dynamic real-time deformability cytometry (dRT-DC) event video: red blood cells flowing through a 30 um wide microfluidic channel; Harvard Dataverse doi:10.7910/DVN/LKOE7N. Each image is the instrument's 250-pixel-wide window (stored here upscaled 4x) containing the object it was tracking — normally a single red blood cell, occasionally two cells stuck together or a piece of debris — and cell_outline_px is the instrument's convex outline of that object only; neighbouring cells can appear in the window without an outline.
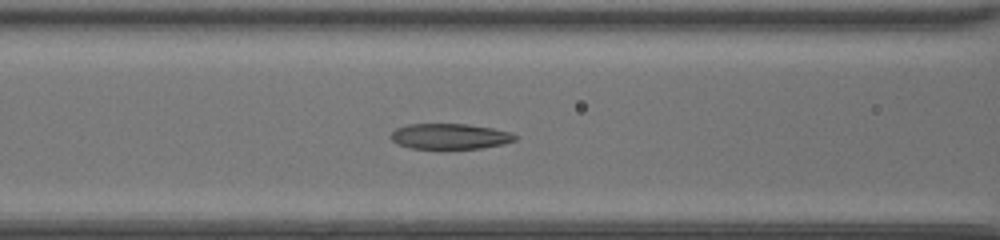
{"species": "common noctule bat (a hibernating species)", "species_latin": "Nyctalus noctula", "temperature_condition": "room temperature", "stored_images_in_passage": 33, "camera_frame_rate_fps": 3000, "um_per_image_px": 0.085, "animal": {"sex": "female", "body_mass_g": 20.0, "forearm_length_mm": 54.0}, "frame": {"image": 1, "passage_image": 7, "time_ms": 2.0, "image_size_px": [1000, 240], "cell_outline_px": [[520, 136], [516, 140], [504, 144], [480, 148], [408, 148], [396, 144], [388, 136], [396, 128], [408, 124], [468, 124], [492, 128], [508, 132]], "centroid_in_image_um": [38.22, 11.59], "position_along_channel_um": 128.4, "area_um2": 18.55}}
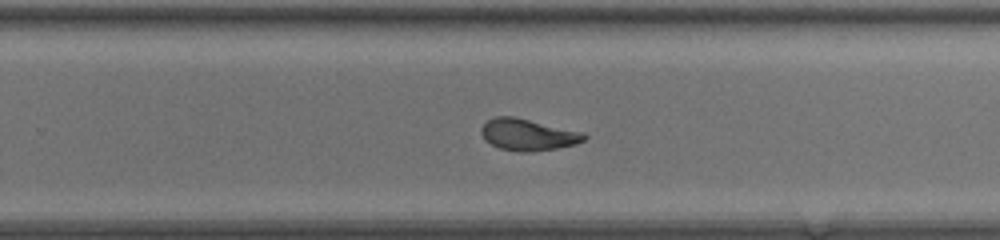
{"frame": {"image": 2, "passage_image": 18, "time_ms": 5.667, "image_size_px": [1000, 240], "cell_outline_px": [[588, 136], [584, 140], [576, 144], [556, 148], [532, 152], [520, 152], [500, 148], [484, 140], [480, 132], [480, 128], [488, 120], [496, 116], [512, 116], [584, 132]], "centroid_in_image_um": [44.87, 11.45], "position_along_channel_um": 284.9, "area_um2": 18.96}}
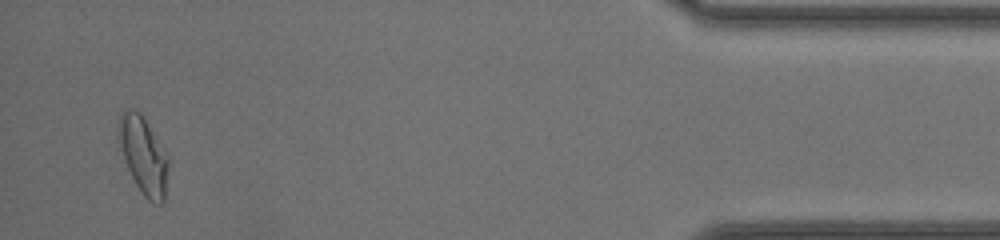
{"frame": {"image": 3, "passage_image": 32, "time_ms": 10.333, "image_size_px": [1000, 240], "cell_outline_px": [[168, 168], [164, 200], [160, 204], [152, 204], [140, 192], [124, 160], [116, 132], [120, 112], [124, 108], [132, 108], [140, 112], [168, 152]], "centroid_in_image_um": [12.18, 13.16], "position_along_channel_um": 423.0, "area_um2": 22.89}, "authors_computed_cell_mechanics": {"area_um2": 19.074, "velocity_mm_per_s": 4.2873, "shape_relaxation_time_tau1_ms": 7.8937, "shape_relaxation_time_tau2_ms": 1.1323, "deformation_change_tau1": 0.2934, "deformation_change_tau2": 0.068}}